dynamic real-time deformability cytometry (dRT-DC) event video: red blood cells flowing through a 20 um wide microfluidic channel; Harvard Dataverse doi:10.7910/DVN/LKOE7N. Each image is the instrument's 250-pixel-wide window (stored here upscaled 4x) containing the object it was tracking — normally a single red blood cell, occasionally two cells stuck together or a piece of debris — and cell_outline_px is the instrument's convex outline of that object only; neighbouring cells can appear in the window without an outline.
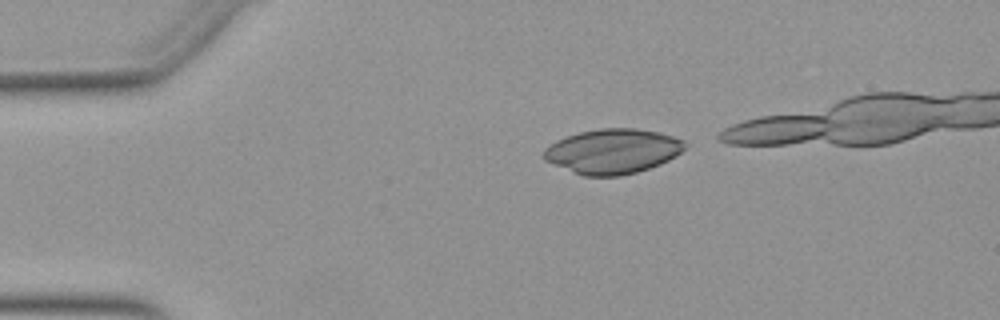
{"species": "Egyptian fruit bat (a non-hibernating species)", "species_latin": "Rousettus aegyptiacus", "temperature_condition": "warm", "stored_images_in_passage": 36, "camera_frame_rate_fps": 3000, "um_per_image_px": 0.085, "animal": {"sex": "female"}, "frame": {"image": 1, "passage_image": 2, "time_ms": 0.333, "image_size_px": [1000, 320], "cell_outline_px": [[688, 144], [676, 156], [660, 164], [636, 172], [620, 176], [584, 176], [544, 160], [544, 148], [556, 140], [580, 132], [600, 128], [636, 128], [660, 132], [684, 140]], "centroid_in_image_um": [52.1, 12.85], "position_along_channel_um": 32.9, "area_um2": 36.7}}
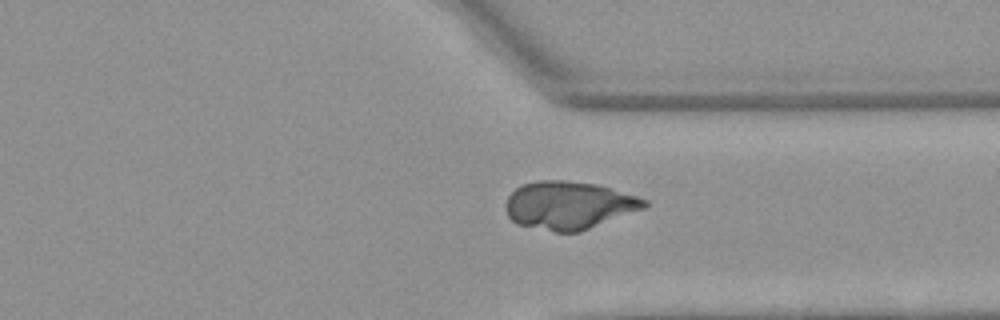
{"frame": {"image": 2, "passage_image": 31, "time_ms": 10.0, "image_size_px": [1000, 320], "cell_outline_px": [[648, 204], [644, 208], [580, 232], [556, 232], [516, 224], [508, 216], [504, 208], [504, 204], [508, 196], [520, 184], [536, 180], [564, 180], [596, 184], [636, 196], [648, 200]], "centroid_in_image_um": [48.3, 17.44], "position_along_channel_um": 363.1, "area_um2": 38.78}}